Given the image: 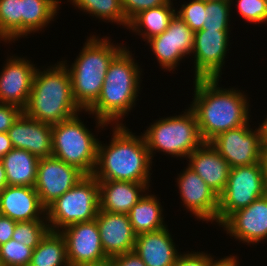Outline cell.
Instances as JSON below:
<instances>
[{
    "mask_svg": "<svg viewBox=\"0 0 267 266\" xmlns=\"http://www.w3.org/2000/svg\"><path fill=\"white\" fill-rule=\"evenodd\" d=\"M193 80L194 100L190 108L195 113L204 142L249 122L250 105L244 92L218 87V78Z\"/></svg>",
    "mask_w": 267,
    "mask_h": 266,
    "instance_id": "6da1fadb",
    "label": "cell"
},
{
    "mask_svg": "<svg viewBox=\"0 0 267 266\" xmlns=\"http://www.w3.org/2000/svg\"><path fill=\"white\" fill-rule=\"evenodd\" d=\"M114 128L110 144L98 142L92 175L98 181L150 183L152 159L143 135L135 136L124 124Z\"/></svg>",
    "mask_w": 267,
    "mask_h": 266,
    "instance_id": "7a4b0ae2",
    "label": "cell"
},
{
    "mask_svg": "<svg viewBox=\"0 0 267 266\" xmlns=\"http://www.w3.org/2000/svg\"><path fill=\"white\" fill-rule=\"evenodd\" d=\"M142 69L126 46L112 59L96 103L87 111L95 116L101 129L111 124L122 125V118L135 108L139 96ZM121 119V120H120ZM120 120V121H119ZM115 122V123H114Z\"/></svg>",
    "mask_w": 267,
    "mask_h": 266,
    "instance_id": "3957f363",
    "label": "cell"
},
{
    "mask_svg": "<svg viewBox=\"0 0 267 266\" xmlns=\"http://www.w3.org/2000/svg\"><path fill=\"white\" fill-rule=\"evenodd\" d=\"M83 112L72 94V82L65 61L43 71L37 68L28 103L23 113L29 118L54 125Z\"/></svg>",
    "mask_w": 267,
    "mask_h": 266,
    "instance_id": "277c9868",
    "label": "cell"
},
{
    "mask_svg": "<svg viewBox=\"0 0 267 266\" xmlns=\"http://www.w3.org/2000/svg\"><path fill=\"white\" fill-rule=\"evenodd\" d=\"M124 48L109 37L90 36L71 67L72 94L78 107L87 112L100 96L109 64Z\"/></svg>",
    "mask_w": 267,
    "mask_h": 266,
    "instance_id": "5b68a950",
    "label": "cell"
},
{
    "mask_svg": "<svg viewBox=\"0 0 267 266\" xmlns=\"http://www.w3.org/2000/svg\"><path fill=\"white\" fill-rule=\"evenodd\" d=\"M142 135L152 160L156 154L154 151L187 159L204 143L195 113L190 107L183 114L159 118Z\"/></svg>",
    "mask_w": 267,
    "mask_h": 266,
    "instance_id": "8992f818",
    "label": "cell"
},
{
    "mask_svg": "<svg viewBox=\"0 0 267 266\" xmlns=\"http://www.w3.org/2000/svg\"><path fill=\"white\" fill-rule=\"evenodd\" d=\"M100 209L99 183L93 175H86L71 189L46 208V220L51 231L96 219Z\"/></svg>",
    "mask_w": 267,
    "mask_h": 266,
    "instance_id": "52a82bcc",
    "label": "cell"
},
{
    "mask_svg": "<svg viewBox=\"0 0 267 266\" xmlns=\"http://www.w3.org/2000/svg\"><path fill=\"white\" fill-rule=\"evenodd\" d=\"M78 115L52 125V155L78 168L85 175H92L97 162L99 140Z\"/></svg>",
    "mask_w": 267,
    "mask_h": 266,
    "instance_id": "ba28073f",
    "label": "cell"
},
{
    "mask_svg": "<svg viewBox=\"0 0 267 266\" xmlns=\"http://www.w3.org/2000/svg\"><path fill=\"white\" fill-rule=\"evenodd\" d=\"M266 193L262 162L230 168L227 185L219 196L218 225Z\"/></svg>",
    "mask_w": 267,
    "mask_h": 266,
    "instance_id": "9c48e42d",
    "label": "cell"
},
{
    "mask_svg": "<svg viewBox=\"0 0 267 266\" xmlns=\"http://www.w3.org/2000/svg\"><path fill=\"white\" fill-rule=\"evenodd\" d=\"M250 123L222 132L209 143L229 163L230 168L261 162L262 131L249 128Z\"/></svg>",
    "mask_w": 267,
    "mask_h": 266,
    "instance_id": "30bf717a",
    "label": "cell"
},
{
    "mask_svg": "<svg viewBox=\"0 0 267 266\" xmlns=\"http://www.w3.org/2000/svg\"><path fill=\"white\" fill-rule=\"evenodd\" d=\"M66 241L69 266L107 265L96 219L79 222L60 231Z\"/></svg>",
    "mask_w": 267,
    "mask_h": 266,
    "instance_id": "8fae6325",
    "label": "cell"
},
{
    "mask_svg": "<svg viewBox=\"0 0 267 266\" xmlns=\"http://www.w3.org/2000/svg\"><path fill=\"white\" fill-rule=\"evenodd\" d=\"M230 31L202 29L194 33V79L221 78Z\"/></svg>",
    "mask_w": 267,
    "mask_h": 266,
    "instance_id": "7c38bea8",
    "label": "cell"
},
{
    "mask_svg": "<svg viewBox=\"0 0 267 266\" xmlns=\"http://www.w3.org/2000/svg\"><path fill=\"white\" fill-rule=\"evenodd\" d=\"M86 175L55 156L39 159L34 188L42 205L47 208Z\"/></svg>",
    "mask_w": 267,
    "mask_h": 266,
    "instance_id": "4fadbf2b",
    "label": "cell"
},
{
    "mask_svg": "<svg viewBox=\"0 0 267 266\" xmlns=\"http://www.w3.org/2000/svg\"><path fill=\"white\" fill-rule=\"evenodd\" d=\"M147 43L162 69L170 72L176 69L184 56L192 54L194 32L175 14L168 28Z\"/></svg>",
    "mask_w": 267,
    "mask_h": 266,
    "instance_id": "5bb4252c",
    "label": "cell"
},
{
    "mask_svg": "<svg viewBox=\"0 0 267 266\" xmlns=\"http://www.w3.org/2000/svg\"><path fill=\"white\" fill-rule=\"evenodd\" d=\"M180 199L197 219L217 222L219 196L187 165L177 177Z\"/></svg>",
    "mask_w": 267,
    "mask_h": 266,
    "instance_id": "9a60e30c",
    "label": "cell"
},
{
    "mask_svg": "<svg viewBox=\"0 0 267 266\" xmlns=\"http://www.w3.org/2000/svg\"><path fill=\"white\" fill-rule=\"evenodd\" d=\"M6 61L0 73V103L24 110L37 66L23 57L11 56Z\"/></svg>",
    "mask_w": 267,
    "mask_h": 266,
    "instance_id": "2e32d148",
    "label": "cell"
},
{
    "mask_svg": "<svg viewBox=\"0 0 267 266\" xmlns=\"http://www.w3.org/2000/svg\"><path fill=\"white\" fill-rule=\"evenodd\" d=\"M221 227L234 239L247 245L267 240V193L232 213Z\"/></svg>",
    "mask_w": 267,
    "mask_h": 266,
    "instance_id": "e0dca14e",
    "label": "cell"
},
{
    "mask_svg": "<svg viewBox=\"0 0 267 266\" xmlns=\"http://www.w3.org/2000/svg\"><path fill=\"white\" fill-rule=\"evenodd\" d=\"M96 223L104 253L108 258L134 251L136 234L128 214L98 211Z\"/></svg>",
    "mask_w": 267,
    "mask_h": 266,
    "instance_id": "ac0fdd59",
    "label": "cell"
},
{
    "mask_svg": "<svg viewBox=\"0 0 267 266\" xmlns=\"http://www.w3.org/2000/svg\"><path fill=\"white\" fill-rule=\"evenodd\" d=\"M7 133L13 148L27 150L39 159L52 156V125L22 113Z\"/></svg>",
    "mask_w": 267,
    "mask_h": 266,
    "instance_id": "d6986e66",
    "label": "cell"
},
{
    "mask_svg": "<svg viewBox=\"0 0 267 266\" xmlns=\"http://www.w3.org/2000/svg\"><path fill=\"white\" fill-rule=\"evenodd\" d=\"M0 214L16 222L46 220V208L36 189L27 186L7 185L0 192Z\"/></svg>",
    "mask_w": 267,
    "mask_h": 266,
    "instance_id": "ffe728a7",
    "label": "cell"
},
{
    "mask_svg": "<svg viewBox=\"0 0 267 266\" xmlns=\"http://www.w3.org/2000/svg\"><path fill=\"white\" fill-rule=\"evenodd\" d=\"M188 166L220 196L229 178V163L209 143L204 142L188 157Z\"/></svg>",
    "mask_w": 267,
    "mask_h": 266,
    "instance_id": "44dd1931",
    "label": "cell"
},
{
    "mask_svg": "<svg viewBox=\"0 0 267 266\" xmlns=\"http://www.w3.org/2000/svg\"><path fill=\"white\" fill-rule=\"evenodd\" d=\"M98 183L100 210L120 214H128L150 187L149 183L131 181L110 180Z\"/></svg>",
    "mask_w": 267,
    "mask_h": 266,
    "instance_id": "7402d4cb",
    "label": "cell"
},
{
    "mask_svg": "<svg viewBox=\"0 0 267 266\" xmlns=\"http://www.w3.org/2000/svg\"><path fill=\"white\" fill-rule=\"evenodd\" d=\"M168 226L136 235L134 251L146 266H171L179 253Z\"/></svg>",
    "mask_w": 267,
    "mask_h": 266,
    "instance_id": "603a6c76",
    "label": "cell"
},
{
    "mask_svg": "<svg viewBox=\"0 0 267 266\" xmlns=\"http://www.w3.org/2000/svg\"><path fill=\"white\" fill-rule=\"evenodd\" d=\"M9 186L34 187L39 158L24 149L12 148L1 159Z\"/></svg>",
    "mask_w": 267,
    "mask_h": 266,
    "instance_id": "cb8c5ba5",
    "label": "cell"
},
{
    "mask_svg": "<svg viewBox=\"0 0 267 266\" xmlns=\"http://www.w3.org/2000/svg\"><path fill=\"white\" fill-rule=\"evenodd\" d=\"M172 6L173 2L170 0L167 4L138 13L129 22L127 29L142 36L144 41H148L151 38L160 35L168 28L170 21L176 14L175 7Z\"/></svg>",
    "mask_w": 267,
    "mask_h": 266,
    "instance_id": "d4e9b609",
    "label": "cell"
},
{
    "mask_svg": "<svg viewBox=\"0 0 267 266\" xmlns=\"http://www.w3.org/2000/svg\"><path fill=\"white\" fill-rule=\"evenodd\" d=\"M162 209L155 195L144 193V196L132 206L128 213L134 233L139 235L166 227Z\"/></svg>",
    "mask_w": 267,
    "mask_h": 266,
    "instance_id": "484cf974",
    "label": "cell"
},
{
    "mask_svg": "<svg viewBox=\"0 0 267 266\" xmlns=\"http://www.w3.org/2000/svg\"><path fill=\"white\" fill-rule=\"evenodd\" d=\"M60 0H21V36L42 31L54 21Z\"/></svg>",
    "mask_w": 267,
    "mask_h": 266,
    "instance_id": "4316f807",
    "label": "cell"
},
{
    "mask_svg": "<svg viewBox=\"0 0 267 266\" xmlns=\"http://www.w3.org/2000/svg\"><path fill=\"white\" fill-rule=\"evenodd\" d=\"M28 266H69L63 235L49 230L33 249Z\"/></svg>",
    "mask_w": 267,
    "mask_h": 266,
    "instance_id": "83f0119b",
    "label": "cell"
},
{
    "mask_svg": "<svg viewBox=\"0 0 267 266\" xmlns=\"http://www.w3.org/2000/svg\"><path fill=\"white\" fill-rule=\"evenodd\" d=\"M71 4L90 16L98 19L108 20L128 28V21L125 18L121 7V0H69Z\"/></svg>",
    "mask_w": 267,
    "mask_h": 266,
    "instance_id": "f1b7e54d",
    "label": "cell"
},
{
    "mask_svg": "<svg viewBox=\"0 0 267 266\" xmlns=\"http://www.w3.org/2000/svg\"><path fill=\"white\" fill-rule=\"evenodd\" d=\"M21 37V0H0V41Z\"/></svg>",
    "mask_w": 267,
    "mask_h": 266,
    "instance_id": "f546056e",
    "label": "cell"
},
{
    "mask_svg": "<svg viewBox=\"0 0 267 266\" xmlns=\"http://www.w3.org/2000/svg\"><path fill=\"white\" fill-rule=\"evenodd\" d=\"M234 0H205L202 29L230 31V11Z\"/></svg>",
    "mask_w": 267,
    "mask_h": 266,
    "instance_id": "4dcf8cb0",
    "label": "cell"
},
{
    "mask_svg": "<svg viewBox=\"0 0 267 266\" xmlns=\"http://www.w3.org/2000/svg\"><path fill=\"white\" fill-rule=\"evenodd\" d=\"M49 230L47 220L16 222L12 239L34 249Z\"/></svg>",
    "mask_w": 267,
    "mask_h": 266,
    "instance_id": "1f68e13d",
    "label": "cell"
},
{
    "mask_svg": "<svg viewBox=\"0 0 267 266\" xmlns=\"http://www.w3.org/2000/svg\"><path fill=\"white\" fill-rule=\"evenodd\" d=\"M32 253L33 248L10 239L0 245V266H28Z\"/></svg>",
    "mask_w": 267,
    "mask_h": 266,
    "instance_id": "d6a6232c",
    "label": "cell"
},
{
    "mask_svg": "<svg viewBox=\"0 0 267 266\" xmlns=\"http://www.w3.org/2000/svg\"><path fill=\"white\" fill-rule=\"evenodd\" d=\"M181 6V9L179 8L176 14L184 20L194 33L202 30V25L205 22V0H191L189 3H184Z\"/></svg>",
    "mask_w": 267,
    "mask_h": 266,
    "instance_id": "836d02e7",
    "label": "cell"
},
{
    "mask_svg": "<svg viewBox=\"0 0 267 266\" xmlns=\"http://www.w3.org/2000/svg\"><path fill=\"white\" fill-rule=\"evenodd\" d=\"M238 13L250 23H267L265 0H235Z\"/></svg>",
    "mask_w": 267,
    "mask_h": 266,
    "instance_id": "e575fe53",
    "label": "cell"
},
{
    "mask_svg": "<svg viewBox=\"0 0 267 266\" xmlns=\"http://www.w3.org/2000/svg\"><path fill=\"white\" fill-rule=\"evenodd\" d=\"M170 0H121V7L128 23L140 12L167 4Z\"/></svg>",
    "mask_w": 267,
    "mask_h": 266,
    "instance_id": "d590c367",
    "label": "cell"
},
{
    "mask_svg": "<svg viewBox=\"0 0 267 266\" xmlns=\"http://www.w3.org/2000/svg\"><path fill=\"white\" fill-rule=\"evenodd\" d=\"M212 255L204 252L179 254L171 266H208Z\"/></svg>",
    "mask_w": 267,
    "mask_h": 266,
    "instance_id": "8d00e7d4",
    "label": "cell"
},
{
    "mask_svg": "<svg viewBox=\"0 0 267 266\" xmlns=\"http://www.w3.org/2000/svg\"><path fill=\"white\" fill-rule=\"evenodd\" d=\"M22 113L23 110L17 106L0 103V132H8Z\"/></svg>",
    "mask_w": 267,
    "mask_h": 266,
    "instance_id": "74e56055",
    "label": "cell"
},
{
    "mask_svg": "<svg viewBox=\"0 0 267 266\" xmlns=\"http://www.w3.org/2000/svg\"><path fill=\"white\" fill-rule=\"evenodd\" d=\"M107 266H146L135 251L110 257Z\"/></svg>",
    "mask_w": 267,
    "mask_h": 266,
    "instance_id": "f35d334b",
    "label": "cell"
},
{
    "mask_svg": "<svg viewBox=\"0 0 267 266\" xmlns=\"http://www.w3.org/2000/svg\"><path fill=\"white\" fill-rule=\"evenodd\" d=\"M16 221L0 214V245L12 239Z\"/></svg>",
    "mask_w": 267,
    "mask_h": 266,
    "instance_id": "ab89813d",
    "label": "cell"
},
{
    "mask_svg": "<svg viewBox=\"0 0 267 266\" xmlns=\"http://www.w3.org/2000/svg\"><path fill=\"white\" fill-rule=\"evenodd\" d=\"M214 257L210 258L208 266H240L237 260V256H227L221 259L214 260Z\"/></svg>",
    "mask_w": 267,
    "mask_h": 266,
    "instance_id": "60d3db41",
    "label": "cell"
},
{
    "mask_svg": "<svg viewBox=\"0 0 267 266\" xmlns=\"http://www.w3.org/2000/svg\"><path fill=\"white\" fill-rule=\"evenodd\" d=\"M13 148L7 132H0V160Z\"/></svg>",
    "mask_w": 267,
    "mask_h": 266,
    "instance_id": "b9f144b4",
    "label": "cell"
},
{
    "mask_svg": "<svg viewBox=\"0 0 267 266\" xmlns=\"http://www.w3.org/2000/svg\"><path fill=\"white\" fill-rule=\"evenodd\" d=\"M8 185L6 172L2 161L0 160V192Z\"/></svg>",
    "mask_w": 267,
    "mask_h": 266,
    "instance_id": "7bdbcfd3",
    "label": "cell"
},
{
    "mask_svg": "<svg viewBox=\"0 0 267 266\" xmlns=\"http://www.w3.org/2000/svg\"><path fill=\"white\" fill-rule=\"evenodd\" d=\"M263 121L264 122L261 123L259 126L261 127V131H262L263 147H264V149H267V115Z\"/></svg>",
    "mask_w": 267,
    "mask_h": 266,
    "instance_id": "ee69618b",
    "label": "cell"
},
{
    "mask_svg": "<svg viewBox=\"0 0 267 266\" xmlns=\"http://www.w3.org/2000/svg\"><path fill=\"white\" fill-rule=\"evenodd\" d=\"M261 162H262V165H263L264 179H265L266 192H267V149L263 148Z\"/></svg>",
    "mask_w": 267,
    "mask_h": 266,
    "instance_id": "f6af8a7d",
    "label": "cell"
}]
</instances>
